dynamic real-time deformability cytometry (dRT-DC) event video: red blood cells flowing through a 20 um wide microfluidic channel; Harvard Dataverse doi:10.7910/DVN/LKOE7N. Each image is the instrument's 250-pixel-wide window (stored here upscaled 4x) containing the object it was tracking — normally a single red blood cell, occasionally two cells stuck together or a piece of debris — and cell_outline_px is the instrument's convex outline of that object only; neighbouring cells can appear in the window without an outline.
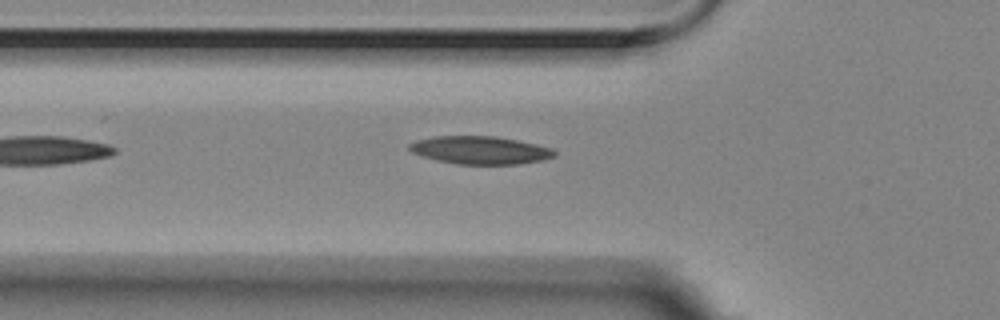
{"species": "Egyptian fruit bat (a non-hibernating species)", "species_latin": "Rousettus aegyptiacus", "temperature_condition": "room temperature", "stored_images_in_passage": 7, "camera_frame_rate_fps": 3000, "um_per_image_px": 0.085, "animal": {"sex": "female"}, "frame": {"image": 1, "passage_image": 7, "time_ms": 2.0, "image_size_px": [1000, 320], "cell_outline_px": [[556, 156], [544, 160], [520, 164], [456, 164], [436, 160], [412, 152], [408, 148], [408, 144], [416, 140], [432, 136], [496, 136], [536, 144], [552, 148], [556, 152]], "centroid_in_image_um": [40.82, 12.76], "position_along_channel_um": 85.0, "area_um2": 23.7}}